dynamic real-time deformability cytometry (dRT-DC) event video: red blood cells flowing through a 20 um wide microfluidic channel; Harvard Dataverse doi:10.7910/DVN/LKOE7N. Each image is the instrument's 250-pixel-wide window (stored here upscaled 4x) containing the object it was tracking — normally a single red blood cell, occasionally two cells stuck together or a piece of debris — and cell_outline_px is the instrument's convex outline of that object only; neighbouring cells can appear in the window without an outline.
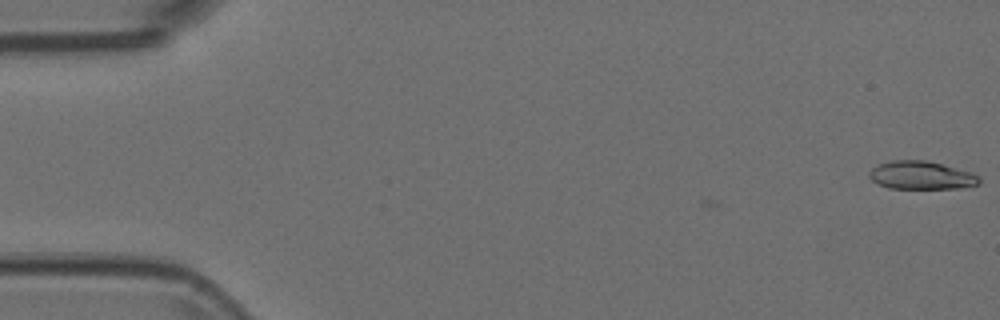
{"species": "Egyptian fruit bat (a non-hibernating species)", "species_latin": "Rousettus aegyptiacus", "temperature_condition": "room temperature", "stored_images_in_passage": 5, "camera_frame_rate_fps": 3000, "um_per_image_px": 0.085, "animal": {"sex": "female"}, "frame": {"image": 1, "passage_image": 1, "time_ms": 0.0, "image_size_px": [1000, 320], "cell_outline_px": [[980, 184], [960, 188], [888, 188], [876, 184], [868, 176], [868, 172], [872, 168], [880, 164], [892, 160], [924, 160], [972, 172], [980, 176]], "centroid_in_image_um": [78.3, 14.91], "position_along_channel_um": 6.7, "area_um2": 18.03}}